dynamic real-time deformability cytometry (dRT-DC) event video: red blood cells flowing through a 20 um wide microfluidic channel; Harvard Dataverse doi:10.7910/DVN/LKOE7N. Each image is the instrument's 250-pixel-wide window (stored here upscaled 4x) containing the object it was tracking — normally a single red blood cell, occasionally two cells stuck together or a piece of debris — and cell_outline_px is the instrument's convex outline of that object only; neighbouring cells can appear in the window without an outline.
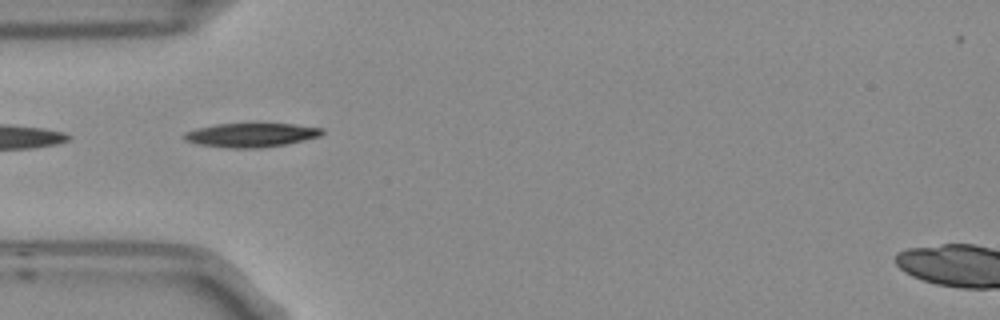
{"species": "Egyptian fruit bat (a non-hibernating species)", "species_latin": "Rousettus aegyptiacus", "temperature_condition": "room temperature", "stored_images_in_passage": 3, "camera_frame_rate_fps": 3000, "um_per_image_px": 0.085, "frame": {"image": 1, "passage_image": 2, "time_ms": 0.333, "image_size_px": [1000, 320], "cell_outline_px": [[324, 132], [320, 136], [304, 140], [284, 144], [260, 148], [228, 148], [196, 144], [184, 140], [184, 132], [196, 128], [216, 124], [292, 124], [324, 128]], "centroid_in_image_um": [21.32, 11.48], "position_along_channel_um": 63.7, "area_um2": 19.25}}